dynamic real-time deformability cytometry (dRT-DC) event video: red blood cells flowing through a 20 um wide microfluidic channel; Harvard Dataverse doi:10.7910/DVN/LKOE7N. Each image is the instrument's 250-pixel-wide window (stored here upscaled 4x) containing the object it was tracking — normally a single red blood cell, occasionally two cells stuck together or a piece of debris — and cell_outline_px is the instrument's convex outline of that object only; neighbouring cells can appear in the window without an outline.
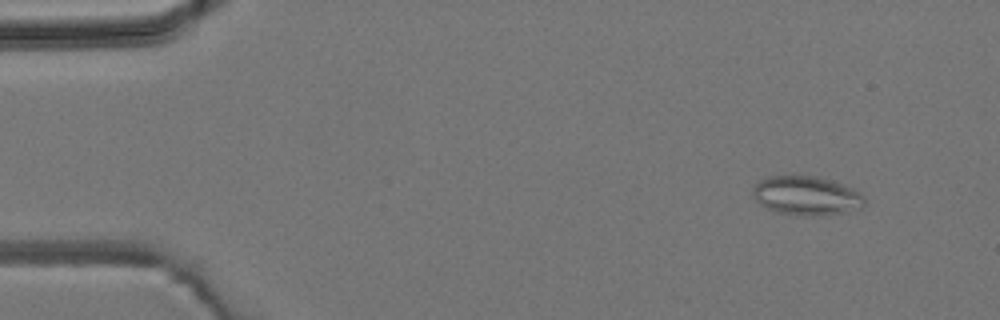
{"species": "common noctule bat (a hibernating species)", "species_latin": "Nyctalus noctula", "temperature_condition": "room temperature", "stored_images_in_passage": 4, "camera_frame_rate_fps": 3000, "um_per_image_px": 0.085, "animal": {"sex": "male", "body_mass_g": 19.2, "forearm_length_mm": 51.8}, "frame": {"image": 1, "passage_image": 2, "time_ms": 1.333, "image_size_px": [1000, 320], "cell_outline_px": [[864, 204], [860, 208], [820, 216], [808, 216], [776, 212], [760, 204], [752, 196], [752, 188], [760, 180], [768, 176], [816, 176], [832, 180], [852, 188], [860, 192], [864, 196]], "centroid_in_image_um": [68.52, 16.63], "position_along_channel_um": 16.5, "area_um2": 25.32}}